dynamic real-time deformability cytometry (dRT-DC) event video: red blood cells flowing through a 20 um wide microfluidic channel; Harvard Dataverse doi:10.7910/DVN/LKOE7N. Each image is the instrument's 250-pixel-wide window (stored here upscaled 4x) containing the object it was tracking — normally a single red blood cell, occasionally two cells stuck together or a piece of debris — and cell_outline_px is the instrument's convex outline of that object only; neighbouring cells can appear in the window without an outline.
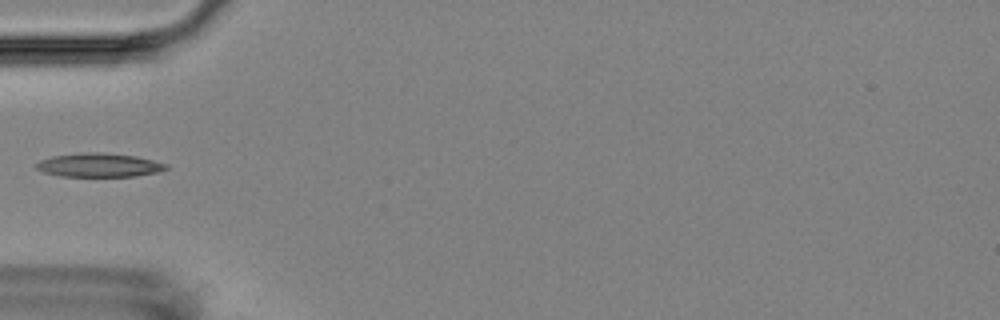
{"species": "Egyptian fruit bat (a non-hibernating species)", "species_latin": "Rousettus aegyptiacus", "temperature_condition": "room temperature", "stored_images_in_passage": 3, "camera_frame_rate_fps": 3000, "um_per_image_px": 0.085, "animal": {"sex": "female"}, "frame": {"image": 1, "passage_image": 3, "time_ms": 2.333, "image_size_px": [1000, 320], "cell_outline_px": [[168, 168], [160, 172], [136, 176], [60, 176], [44, 172], [36, 168], [36, 164], [40, 160], [52, 156], [80, 152], [96, 152], [136, 156], [168, 164]], "centroid_in_image_um": [8.43, 14.03], "position_along_channel_um": 76.6, "area_um2": 17.98}}